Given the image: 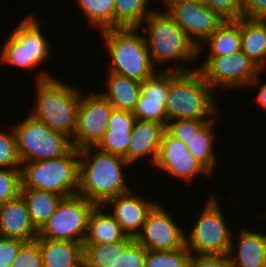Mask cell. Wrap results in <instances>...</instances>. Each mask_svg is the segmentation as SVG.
<instances>
[{"instance_id":"1","label":"cell","mask_w":266,"mask_h":267,"mask_svg":"<svg viewBox=\"0 0 266 267\" xmlns=\"http://www.w3.org/2000/svg\"><path fill=\"white\" fill-rule=\"evenodd\" d=\"M95 150V151H94ZM125 166H131L119 155L95 146L79 149V195L96 205L131 190L126 181Z\"/></svg>"},{"instance_id":"2","label":"cell","mask_w":266,"mask_h":267,"mask_svg":"<svg viewBox=\"0 0 266 267\" xmlns=\"http://www.w3.org/2000/svg\"><path fill=\"white\" fill-rule=\"evenodd\" d=\"M35 87V103L29 114L72 141L81 88L64 83L42 69L36 74Z\"/></svg>"},{"instance_id":"3","label":"cell","mask_w":266,"mask_h":267,"mask_svg":"<svg viewBox=\"0 0 266 267\" xmlns=\"http://www.w3.org/2000/svg\"><path fill=\"white\" fill-rule=\"evenodd\" d=\"M160 10L161 8L157 9L156 7L142 22L141 28L139 27L140 30H144V33L147 31V35L144 34V36L152 64L156 68L157 66L160 67L161 64L165 66L167 62L175 61L172 68L165 67L162 70L175 72L196 70V68H190L188 63L198 60V48L168 12Z\"/></svg>"},{"instance_id":"4","label":"cell","mask_w":266,"mask_h":267,"mask_svg":"<svg viewBox=\"0 0 266 267\" xmlns=\"http://www.w3.org/2000/svg\"><path fill=\"white\" fill-rule=\"evenodd\" d=\"M216 95L197 69L179 72L169 84L165 105L168 121L220 116Z\"/></svg>"},{"instance_id":"5","label":"cell","mask_w":266,"mask_h":267,"mask_svg":"<svg viewBox=\"0 0 266 267\" xmlns=\"http://www.w3.org/2000/svg\"><path fill=\"white\" fill-rule=\"evenodd\" d=\"M139 31L138 27H127L100 33L111 58L108 72L142 83L158 69L152 64L145 36Z\"/></svg>"},{"instance_id":"6","label":"cell","mask_w":266,"mask_h":267,"mask_svg":"<svg viewBox=\"0 0 266 267\" xmlns=\"http://www.w3.org/2000/svg\"><path fill=\"white\" fill-rule=\"evenodd\" d=\"M21 188L40 189L63 197L76 195L79 189V149L54 159L21 164Z\"/></svg>"},{"instance_id":"7","label":"cell","mask_w":266,"mask_h":267,"mask_svg":"<svg viewBox=\"0 0 266 267\" xmlns=\"http://www.w3.org/2000/svg\"><path fill=\"white\" fill-rule=\"evenodd\" d=\"M17 25L3 41L0 63L32 71L50 60L51 47L34 15H26Z\"/></svg>"},{"instance_id":"8","label":"cell","mask_w":266,"mask_h":267,"mask_svg":"<svg viewBox=\"0 0 266 267\" xmlns=\"http://www.w3.org/2000/svg\"><path fill=\"white\" fill-rule=\"evenodd\" d=\"M210 194L206 199L204 209L186 233V247L192 254L228 255L232 242V231L221 210L218 197Z\"/></svg>"},{"instance_id":"9","label":"cell","mask_w":266,"mask_h":267,"mask_svg":"<svg viewBox=\"0 0 266 267\" xmlns=\"http://www.w3.org/2000/svg\"><path fill=\"white\" fill-rule=\"evenodd\" d=\"M13 130L21 163L62 157L73 148L68 137L30 114L13 126Z\"/></svg>"},{"instance_id":"10","label":"cell","mask_w":266,"mask_h":267,"mask_svg":"<svg viewBox=\"0 0 266 267\" xmlns=\"http://www.w3.org/2000/svg\"><path fill=\"white\" fill-rule=\"evenodd\" d=\"M205 59L197 70L214 91L256 87L264 72L241 50L235 54Z\"/></svg>"},{"instance_id":"11","label":"cell","mask_w":266,"mask_h":267,"mask_svg":"<svg viewBox=\"0 0 266 267\" xmlns=\"http://www.w3.org/2000/svg\"><path fill=\"white\" fill-rule=\"evenodd\" d=\"M95 205L94 202L79 194L64 197L56 212L38 231V238L83 244L87 233L88 218Z\"/></svg>"},{"instance_id":"12","label":"cell","mask_w":266,"mask_h":267,"mask_svg":"<svg viewBox=\"0 0 266 267\" xmlns=\"http://www.w3.org/2000/svg\"><path fill=\"white\" fill-rule=\"evenodd\" d=\"M113 110L110 102L100 93L82 94L77 111V121L72 145L76 149L96 146L107 131Z\"/></svg>"},{"instance_id":"13","label":"cell","mask_w":266,"mask_h":267,"mask_svg":"<svg viewBox=\"0 0 266 267\" xmlns=\"http://www.w3.org/2000/svg\"><path fill=\"white\" fill-rule=\"evenodd\" d=\"M156 203L135 238L147 251L177 250L186 246V233L166 207Z\"/></svg>"},{"instance_id":"14","label":"cell","mask_w":266,"mask_h":267,"mask_svg":"<svg viewBox=\"0 0 266 267\" xmlns=\"http://www.w3.org/2000/svg\"><path fill=\"white\" fill-rule=\"evenodd\" d=\"M165 174L175 179H183L187 183L198 175H211L201 162L192 156L187 145L172 136L166 129L163 132L158 157L155 165Z\"/></svg>"},{"instance_id":"15","label":"cell","mask_w":266,"mask_h":267,"mask_svg":"<svg viewBox=\"0 0 266 267\" xmlns=\"http://www.w3.org/2000/svg\"><path fill=\"white\" fill-rule=\"evenodd\" d=\"M167 12L197 48L225 21L202 2H181Z\"/></svg>"},{"instance_id":"16","label":"cell","mask_w":266,"mask_h":267,"mask_svg":"<svg viewBox=\"0 0 266 267\" xmlns=\"http://www.w3.org/2000/svg\"><path fill=\"white\" fill-rule=\"evenodd\" d=\"M172 70H157L141 83L139 95L133 115L136 119L168 123L166 112V99L170 81L178 74Z\"/></svg>"},{"instance_id":"17","label":"cell","mask_w":266,"mask_h":267,"mask_svg":"<svg viewBox=\"0 0 266 267\" xmlns=\"http://www.w3.org/2000/svg\"><path fill=\"white\" fill-rule=\"evenodd\" d=\"M157 202L140 197L132 189L126 193L108 199L103 205L113 206L111 214L121 226L123 232L136 238L142 231L147 214ZM110 205V206H109Z\"/></svg>"},{"instance_id":"18","label":"cell","mask_w":266,"mask_h":267,"mask_svg":"<svg viewBox=\"0 0 266 267\" xmlns=\"http://www.w3.org/2000/svg\"><path fill=\"white\" fill-rule=\"evenodd\" d=\"M0 237L32 241L38 237L27 204L19 194L0 205Z\"/></svg>"},{"instance_id":"19","label":"cell","mask_w":266,"mask_h":267,"mask_svg":"<svg viewBox=\"0 0 266 267\" xmlns=\"http://www.w3.org/2000/svg\"><path fill=\"white\" fill-rule=\"evenodd\" d=\"M165 126L155 121L136 119L128 147V163L138 162L148 157L155 165Z\"/></svg>"},{"instance_id":"20","label":"cell","mask_w":266,"mask_h":267,"mask_svg":"<svg viewBox=\"0 0 266 267\" xmlns=\"http://www.w3.org/2000/svg\"><path fill=\"white\" fill-rule=\"evenodd\" d=\"M241 230L238 240L232 236L228 253L231 267H266V234Z\"/></svg>"},{"instance_id":"21","label":"cell","mask_w":266,"mask_h":267,"mask_svg":"<svg viewBox=\"0 0 266 267\" xmlns=\"http://www.w3.org/2000/svg\"><path fill=\"white\" fill-rule=\"evenodd\" d=\"M136 118L132 112L112 110L107 131L95 146L99 150L124 157L128 162V147Z\"/></svg>"},{"instance_id":"22","label":"cell","mask_w":266,"mask_h":267,"mask_svg":"<svg viewBox=\"0 0 266 267\" xmlns=\"http://www.w3.org/2000/svg\"><path fill=\"white\" fill-rule=\"evenodd\" d=\"M44 267H83V244L39 238Z\"/></svg>"},{"instance_id":"23","label":"cell","mask_w":266,"mask_h":267,"mask_svg":"<svg viewBox=\"0 0 266 267\" xmlns=\"http://www.w3.org/2000/svg\"><path fill=\"white\" fill-rule=\"evenodd\" d=\"M241 51L266 70V19L240 17Z\"/></svg>"},{"instance_id":"24","label":"cell","mask_w":266,"mask_h":267,"mask_svg":"<svg viewBox=\"0 0 266 267\" xmlns=\"http://www.w3.org/2000/svg\"><path fill=\"white\" fill-rule=\"evenodd\" d=\"M104 209H107L104 205H95L91 211L83 243H113L127 236L113 215Z\"/></svg>"},{"instance_id":"25","label":"cell","mask_w":266,"mask_h":267,"mask_svg":"<svg viewBox=\"0 0 266 267\" xmlns=\"http://www.w3.org/2000/svg\"><path fill=\"white\" fill-rule=\"evenodd\" d=\"M207 45H209L208 57H221L240 51V18L237 20H225L218 29L198 47V58Z\"/></svg>"},{"instance_id":"26","label":"cell","mask_w":266,"mask_h":267,"mask_svg":"<svg viewBox=\"0 0 266 267\" xmlns=\"http://www.w3.org/2000/svg\"><path fill=\"white\" fill-rule=\"evenodd\" d=\"M106 85L107 91L101 94L110 102L114 109L134 111L139 95L141 83L126 76L108 72Z\"/></svg>"},{"instance_id":"27","label":"cell","mask_w":266,"mask_h":267,"mask_svg":"<svg viewBox=\"0 0 266 267\" xmlns=\"http://www.w3.org/2000/svg\"><path fill=\"white\" fill-rule=\"evenodd\" d=\"M20 194L27 204L31 221L38 231L56 212L59 203L64 198L53 192L33 188H21Z\"/></svg>"},{"instance_id":"28","label":"cell","mask_w":266,"mask_h":267,"mask_svg":"<svg viewBox=\"0 0 266 267\" xmlns=\"http://www.w3.org/2000/svg\"><path fill=\"white\" fill-rule=\"evenodd\" d=\"M134 240L135 238L126 236L113 243H83L84 267H112L120 253Z\"/></svg>"},{"instance_id":"29","label":"cell","mask_w":266,"mask_h":267,"mask_svg":"<svg viewBox=\"0 0 266 267\" xmlns=\"http://www.w3.org/2000/svg\"><path fill=\"white\" fill-rule=\"evenodd\" d=\"M215 120L208 121L187 144L188 151L201 162L211 173L217 164L215 146L216 134L214 132Z\"/></svg>"},{"instance_id":"30","label":"cell","mask_w":266,"mask_h":267,"mask_svg":"<svg viewBox=\"0 0 266 267\" xmlns=\"http://www.w3.org/2000/svg\"><path fill=\"white\" fill-rule=\"evenodd\" d=\"M150 0H115L114 28L140 27L156 8Z\"/></svg>"},{"instance_id":"31","label":"cell","mask_w":266,"mask_h":267,"mask_svg":"<svg viewBox=\"0 0 266 267\" xmlns=\"http://www.w3.org/2000/svg\"><path fill=\"white\" fill-rule=\"evenodd\" d=\"M89 25L99 28L100 32L114 29L115 0H75Z\"/></svg>"},{"instance_id":"32","label":"cell","mask_w":266,"mask_h":267,"mask_svg":"<svg viewBox=\"0 0 266 267\" xmlns=\"http://www.w3.org/2000/svg\"><path fill=\"white\" fill-rule=\"evenodd\" d=\"M191 251L185 246L177 250L147 251L144 267H190Z\"/></svg>"},{"instance_id":"33","label":"cell","mask_w":266,"mask_h":267,"mask_svg":"<svg viewBox=\"0 0 266 267\" xmlns=\"http://www.w3.org/2000/svg\"><path fill=\"white\" fill-rule=\"evenodd\" d=\"M9 128L10 133L0 131V168L21 169L15 133L13 127Z\"/></svg>"},{"instance_id":"34","label":"cell","mask_w":266,"mask_h":267,"mask_svg":"<svg viewBox=\"0 0 266 267\" xmlns=\"http://www.w3.org/2000/svg\"><path fill=\"white\" fill-rule=\"evenodd\" d=\"M211 119H177L168 121L165 129L175 138L188 144L190 139Z\"/></svg>"},{"instance_id":"35","label":"cell","mask_w":266,"mask_h":267,"mask_svg":"<svg viewBox=\"0 0 266 267\" xmlns=\"http://www.w3.org/2000/svg\"><path fill=\"white\" fill-rule=\"evenodd\" d=\"M11 267H44L38 237L21 244Z\"/></svg>"},{"instance_id":"36","label":"cell","mask_w":266,"mask_h":267,"mask_svg":"<svg viewBox=\"0 0 266 267\" xmlns=\"http://www.w3.org/2000/svg\"><path fill=\"white\" fill-rule=\"evenodd\" d=\"M21 169L0 168V205L20 194Z\"/></svg>"},{"instance_id":"37","label":"cell","mask_w":266,"mask_h":267,"mask_svg":"<svg viewBox=\"0 0 266 267\" xmlns=\"http://www.w3.org/2000/svg\"><path fill=\"white\" fill-rule=\"evenodd\" d=\"M147 250L135 239L112 267H144Z\"/></svg>"},{"instance_id":"38","label":"cell","mask_w":266,"mask_h":267,"mask_svg":"<svg viewBox=\"0 0 266 267\" xmlns=\"http://www.w3.org/2000/svg\"><path fill=\"white\" fill-rule=\"evenodd\" d=\"M203 3L225 20H237L242 17L243 0H203Z\"/></svg>"},{"instance_id":"39","label":"cell","mask_w":266,"mask_h":267,"mask_svg":"<svg viewBox=\"0 0 266 267\" xmlns=\"http://www.w3.org/2000/svg\"><path fill=\"white\" fill-rule=\"evenodd\" d=\"M23 240L0 237V267H11Z\"/></svg>"},{"instance_id":"40","label":"cell","mask_w":266,"mask_h":267,"mask_svg":"<svg viewBox=\"0 0 266 267\" xmlns=\"http://www.w3.org/2000/svg\"><path fill=\"white\" fill-rule=\"evenodd\" d=\"M190 267H231L228 255L192 254Z\"/></svg>"},{"instance_id":"41","label":"cell","mask_w":266,"mask_h":267,"mask_svg":"<svg viewBox=\"0 0 266 267\" xmlns=\"http://www.w3.org/2000/svg\"><path fill=\"white\" fill-rule=\"evenodd\" d=\"M242 17L266 19V0H243Z\"/></svg>"},{"instance_id":"42","label":"cell","mask_w":266,"mask_h":267,"mask_svg":"<svg viewBox=\"0 0 266 267\" xmlns=\"http://www.w3.org/2000/svg\"><path fill=\"white\" fill-rule=\"evenodd\" d=\"M254 100L262 110H266V82L260 85L258 92L255 94Z\"/></svg>"},{"instance_id":"43","label":"cell","mask_w":266,"mask_h":267,"mask_svg":"<svg viewBox=\"0 0 266 267\" xmlns=\"http://www.w3.org/2000/svg\"><path fill=\"white\" fill-rule=\"evenodd\" d=\"M161 2H163L162 4H164V8L165 11H167L172 5L174 4H178L181 2H202L203 0H161Z\"/></svg>"}]
</instances>
